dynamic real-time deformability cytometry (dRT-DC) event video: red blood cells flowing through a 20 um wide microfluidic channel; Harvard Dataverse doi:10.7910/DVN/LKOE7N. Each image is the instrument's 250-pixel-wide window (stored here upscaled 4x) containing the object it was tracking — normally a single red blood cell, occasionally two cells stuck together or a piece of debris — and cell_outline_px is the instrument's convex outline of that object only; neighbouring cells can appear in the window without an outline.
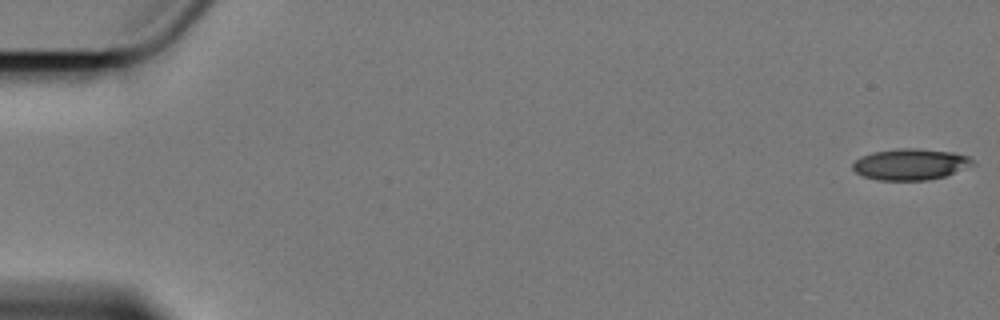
{"species": "Egyptian fruit bat (a non-hibernating species)", "species_latin": "Rousettus aegyptiacus", "temperature_condition": "cold", "stored_images_in_passage": 10, "camera_frame_rate_fps": 3000, "um_per_image_px": 0.085, "animal": {"sex": "female"}, "frame": {"image": 1, "passage_image": 1, "time_ms": 0.0, "image_size_px": [1000, 320], "cell_outline_px": [[976, 164], [944, 176], [928, 180], [876, 180], [864, 176], [856, 172], [852, 168], [852, 164], [856, 160], [872, 152], [952, 152], [968, 156]], "centroid_in_image_um": [77.39, 14.04], "position_along_channel_um": 7.6, "area_um2": 20.29}}
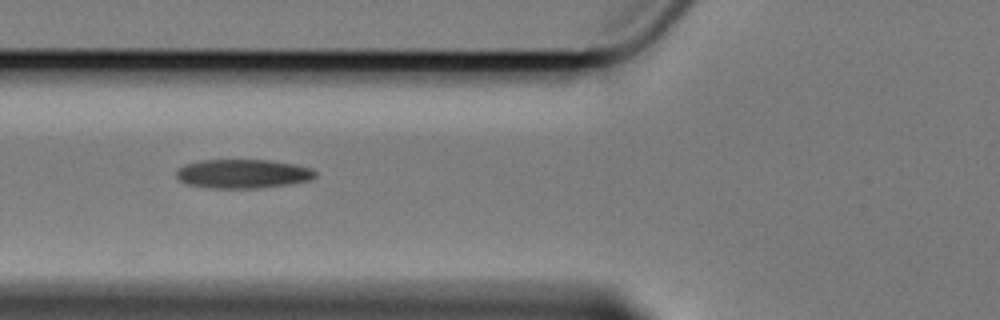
{"frame": {"image": 2, "passage_image": 7, "time_ms": 7.333, "image_size_px": [1000, 320], "cell_outline_px": [[316, 176], [312, 180], [288, 184], [260, 188], [212, 188], [188, 184], [180, 180], [176, 176], [176, 172], [184, 164], [200, 160], [268, 160], [292, 164], [312, 168], [316, 172]], "centroid_in_image_um": [20.65, 14.77], "position_along_channel_um": 105.1, "area_um2": 23.41}}
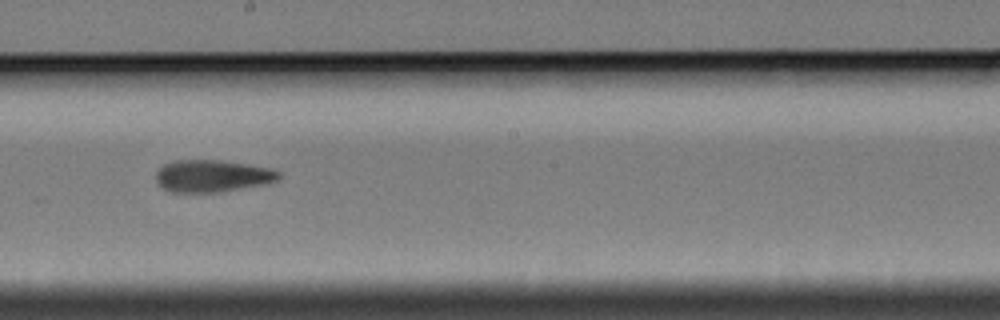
{"frame": {"image": 3, "passage_image": 10, "time_ms": 11.0, "image_size_px": [1000, 320], "cell_outline_px": [[280, 176], [276, 180], [264, 184], [220, 192], [172, 192], [156, 184], [156, 172], [164, 164], [172, 160], [220, 160], [248, 164], [272, 168], [280, 172]], "centroid_in_image_um": [18.02, 14.95], "position_along_channel_um": 230.2, "area_um2": 23.06}}